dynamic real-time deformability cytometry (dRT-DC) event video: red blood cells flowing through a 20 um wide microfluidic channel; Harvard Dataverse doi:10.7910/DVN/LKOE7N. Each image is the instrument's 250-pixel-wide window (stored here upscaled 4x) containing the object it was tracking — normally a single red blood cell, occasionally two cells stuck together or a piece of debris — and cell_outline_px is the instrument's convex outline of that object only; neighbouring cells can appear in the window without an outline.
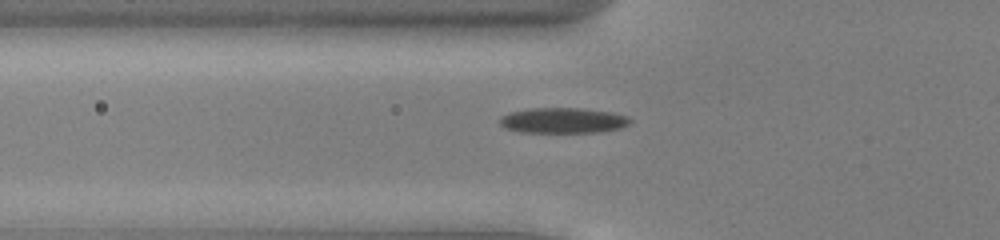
{"species": "common noctule bat (a hibernating species)", "species_latin": "Nyctalus noctula", "temperature_condition": "cold", "stored_images_in_passage": 41, "camera_frame_rate_fps": 3000, "um_per_image_px": 0.085, "animal": {"sex": "male", "body_mass_g": 13.0, "forearm_length_mm": 53.1}, "frame": {"image": 1, "passage_image": 7, "time_ms": 2.0, "image_size_px": [1000, 240], "cell_outline_px": [[632, 120], [628, 124], [620, 128], [600, 132], [520, 132], [504, 128], [500, 124], [500, 116], [512, 112], [528, 108], [576, 108], [612, 112], [628, 116]], "centroid_in_image_um": [47.85, 10.24], "position_along_channel_um": 78.0, "area_um2": 19.31}}
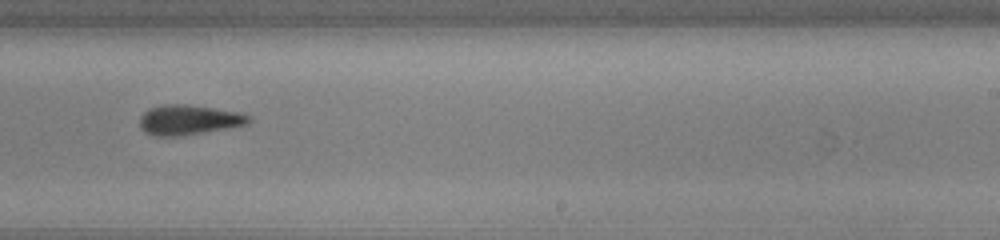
{"frame": {"image": 2, "passage_image": 22, "time_ms": 7.0, "image_size_px": [1000, 240], "cell_outline_px": [[252, 120], [248, 124], [228, 128], [180, 136], [156, 136], [144, 132], [140, 128], [140, 116], [148, 108], [164, 104], [184, 104], [212, 108], [236, 112], [252, 116]], "centroid_in_image_um": [16.02, 10.19], "position_along_channel_um": 273.0, "area_um2": 19.02}}
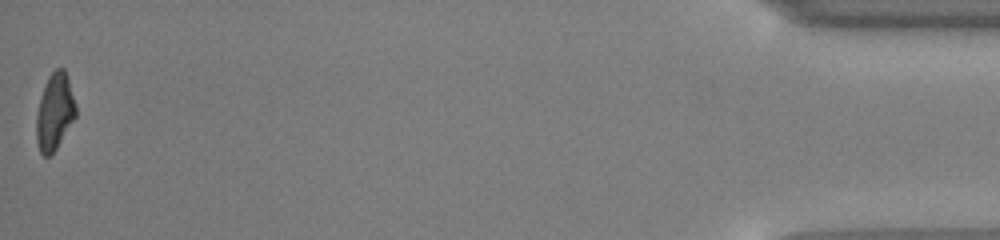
{"frame": {"image": 3, "passage_image": 41, "time_ms": 13.333, "image_size_px": [1000, 240], "cell_outline_px": [[76, 116], [56, 148], [48, 156], [44, 156], [40, 152], [36, 140], [36, 112], [48, 76], [56, 68], [64, 68], [76, 104]], "centroid_in_image_um": [4.64, 9.5], "position_along_channel_um": 430.6, "area_um2": 17.34}, "authors_computed_cell_mechanics": {"area_um2": 18.785, "velocity_mm_per_s": 3.9021, "shape_relaxation_time_tau1_ms": 3.3825, "shape_relaxation_time_tau2_ms": 1.4643, "deformation_change_tau1": 0.1319, "deformation_change_tau2": 0.0922}}